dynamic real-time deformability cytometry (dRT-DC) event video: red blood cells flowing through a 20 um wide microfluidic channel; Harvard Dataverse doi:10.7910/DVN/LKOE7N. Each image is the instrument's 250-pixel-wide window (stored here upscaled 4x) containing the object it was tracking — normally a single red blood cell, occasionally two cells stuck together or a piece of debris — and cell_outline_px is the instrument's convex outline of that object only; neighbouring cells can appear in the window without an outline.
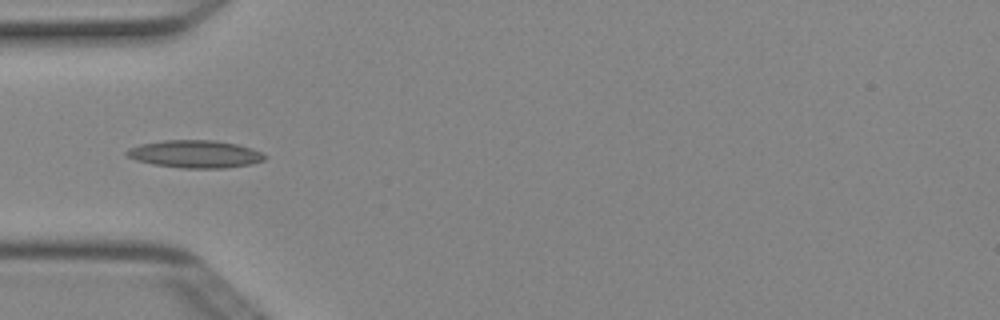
{"species": "Egyptian fruit bat (a non-hibernating species)", "species_latin": "Rousettus aegyptiacus", "temperature_condition": "cold", "stored_images_in_passage": 7, "camera_frame_rate_fps": 3000, "um_per_image_px": 0.085, "animal": {"sex": "female"}, "frame": {"image": 1, "passage_image": 7, "time_ms": 2.0, "image_size_px": [1000, 320], "cell_outline_px": [[268, 156], [264, 160], [252, 164], [224, 168], [180, 168], [152, 164], [136, 160], [128, 156], [124, 152], [128, 148], [140, 144], [164, 140], [216, 140], [236, 144], [252, 148]], "centroid_in_image_um": [16.59, 13.09], "position_along_channel_um": 68.4, "area_um2": 22.31}}